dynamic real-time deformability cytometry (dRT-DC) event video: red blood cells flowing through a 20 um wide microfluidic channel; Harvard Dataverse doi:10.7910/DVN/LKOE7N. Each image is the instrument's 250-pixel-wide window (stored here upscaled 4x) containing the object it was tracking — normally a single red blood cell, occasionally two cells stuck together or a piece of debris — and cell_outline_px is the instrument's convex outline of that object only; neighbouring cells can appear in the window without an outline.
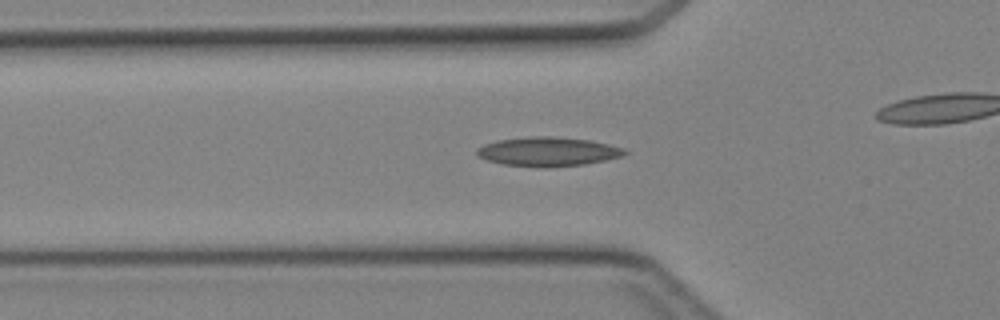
{"species": "Egyptian fruit bat (a non-hibernating species)", "species_latin": "Rousettus aegyptiacus", "temperature_condition": "cold", "stored_images_in_passage": 36, "camera_frame_rate_fps": 3000, "um_per_image_px": 0.085, "animal": {"sex": "female"}, "frame": {"image": 1, "passage_image": 5, "time_ms": 1.333, "image_size_px": [1000, 320], "cell_outline_px": [[628, 152], [624, 156], [584, 164], [548, 168], [504, 164], [488, 160], [476, 156], [476, 148], [484, 144], [496, 140], [528, 136], [552, 136], [592, 140], [624, 148]], "centroid_in_image_um": [46.57, 12.88], "position_along_channel_um": 79.2, "area_um2": 25.32}}
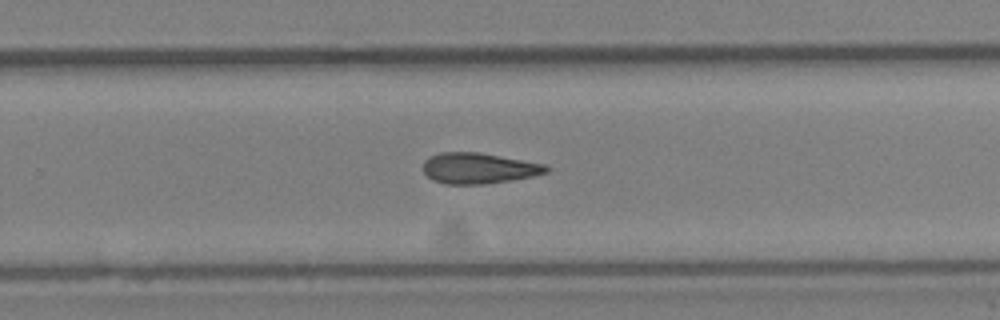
{"frame": {"image": 2, "passage_image": 19, "time_ms": 6.0, "image_size_px": [1000, 320], "cell_outline_px": [[552, 168], [548, 172], [532, 176], [484, 184], [444, 184], [432, 180], [424, 172], [424, 160], [428, 156], [440, 152], [480, 152], [544, 164]], "centroid_in_image_um": [40.66, 14.29], "position_along_channel_um": 289.1, "area_um2": 22.08}}
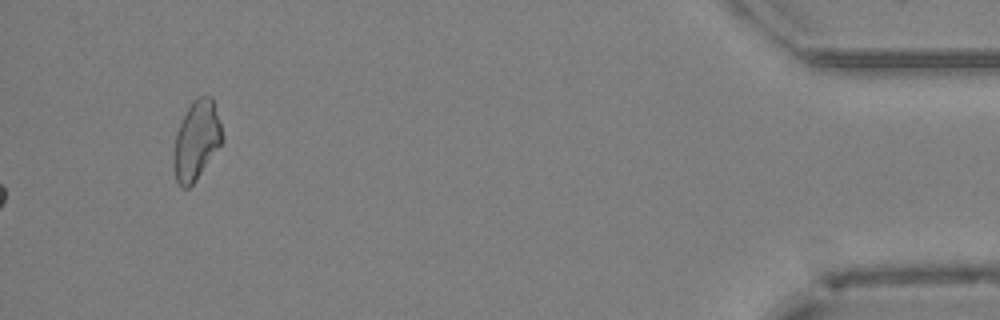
{"frame": {"image": 3, "passage_image": 36, "time_ms": 11.667, "image_size_px": [1000, 320], "cell_outline_px": [[224, 140], [196, 180], [188, 188], [180, 188], [176, 180], [176, 132], [192, 100], [196, 96], [212, 96], [224, 136]], "centroid_in_image_um": [16.75, 11.89], "position_along_channel_um": 418.4, "area_um2": 21.79}}